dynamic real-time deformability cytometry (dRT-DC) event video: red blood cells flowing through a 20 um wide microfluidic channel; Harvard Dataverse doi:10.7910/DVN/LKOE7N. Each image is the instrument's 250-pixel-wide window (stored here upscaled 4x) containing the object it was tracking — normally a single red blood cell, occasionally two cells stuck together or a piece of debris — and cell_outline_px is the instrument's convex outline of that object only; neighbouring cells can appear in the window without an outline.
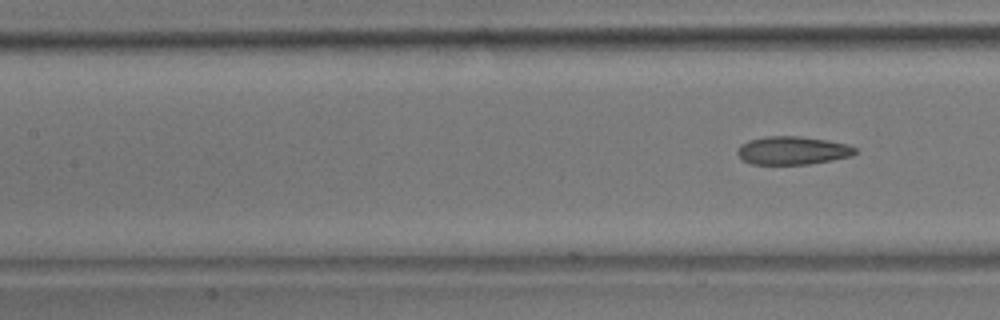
{"species": "common noctule bat (a hibernating species)", "species_latin": "Nyctalus noctula", "temperature_condition": "room temperature", "stored_images_in_passage": 23, "camera_frame_rate_fps": 3000, "um_per_image_px": 0.085, "animal": {"sex": "male", "body_mass_g": 17.9}, "frame": {"image": 1, "passage_image": 23, "time_ms": 7.333, "image_size_px": [1000, 320], "cell_outline_px": [[856, 152], [852, 156], [832, 160], [808, 164], [752, 164], [744, 160], [736, 152], [740, 144], [748, 140], [764, 136], [800, 136], [828, 140], [848, 144], [856, 148]], "centroid_in_image_um": [67.37, 12.78], "position_along_channel_um": 140.0, "area_um2": 19.42}}